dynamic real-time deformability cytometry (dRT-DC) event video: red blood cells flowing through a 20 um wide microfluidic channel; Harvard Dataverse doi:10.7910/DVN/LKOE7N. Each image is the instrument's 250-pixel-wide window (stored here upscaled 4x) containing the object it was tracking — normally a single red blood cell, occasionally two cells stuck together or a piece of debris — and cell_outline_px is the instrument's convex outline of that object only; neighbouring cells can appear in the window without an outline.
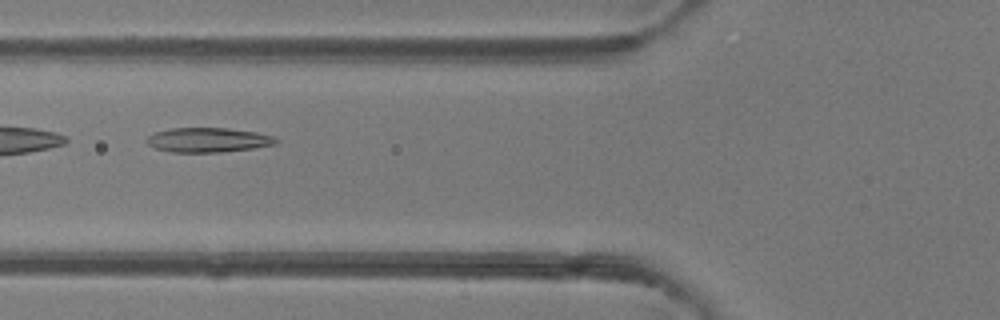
{"species": "common noctule bat (a hibernating species)", "species_latin": "Nyctalus noctula", "temperature_condition": "room temperature", "stored_images_in_passage": 6, "camera_frame_rate_fps": 3000, "um_per_image_px": 0.085, "animal": {"sex": "female"}, "frame": {"image": 1, "passage_image": 6, "time_ms": 1.667, "image_size_px": [1000, 320], "cell_outline_px": [[280, 140], [276, 144], [256, 148], [220, 152], [172, 152], [156, 148], [148, 144], [144, 140], [148, 136], [156, 132], [172, 128], [228, 128], [256, 132], [272, 136]], "centroid_in_image_um": [17.71, 11.9], "position_along_channel_um": 108.1, "area_um2": 18.5}}